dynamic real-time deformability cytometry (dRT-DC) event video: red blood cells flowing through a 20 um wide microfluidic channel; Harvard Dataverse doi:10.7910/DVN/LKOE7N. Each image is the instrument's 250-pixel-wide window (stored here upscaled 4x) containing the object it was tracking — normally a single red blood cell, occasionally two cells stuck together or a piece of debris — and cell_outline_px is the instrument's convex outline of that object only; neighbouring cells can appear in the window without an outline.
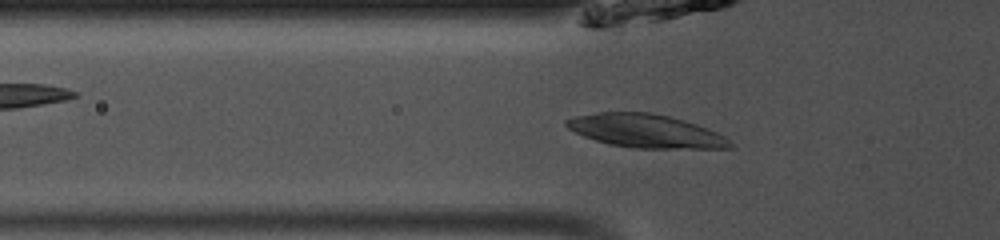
{"species": "common noctule bat (a hibernating species)", "species_latin": "Nyctalus noctula", "temperature_condition": "room temperature", "stored_images_in_passage": 33, "camera_frame_rate_fps": 3000, "um_per_image_px": 0.085, "animal": {"sex": "male", "body_mass_g": 13.0, "forearm_length_mm": 53.1}, "frame": {"image": 1, "passage_image": 7, "time_ms": 2.0, "image_size_px": [1000, 240], "cell_outline_px": [[732, 148], [636, 148], [612, 144], [596, 140], [584, 136], [568, 128], [564, 124], [564, 120], [576, 116], [600, 112], [648, 112], [668, 116], [684, 120], [708, 128], [724, 136], [732, 144]], "centroid_in_image_um": [54.88, 11.12], "position_along_channel_um": 70.9, "area_um2": 31.44}}
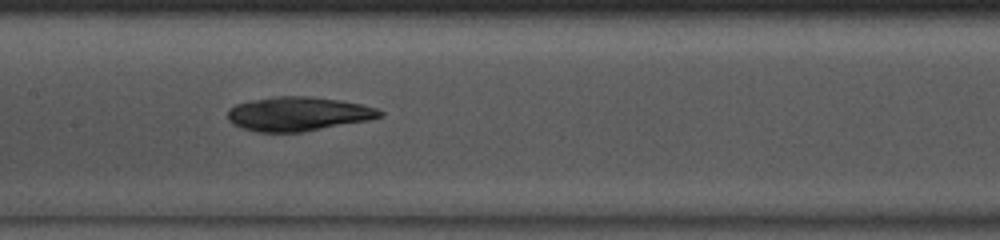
{"frame": {"image": 2, "passage_image": 15, "time_ms": 4.667, "image_size_px": [1000, 240], "cell_outline_px": [[384, 116], [368, 120], [304, 132], [260, 132], [240, 128], [232, 124], [228, 120], [228, 108], [236, 104], [276, 96], [308, 96], [336, 100], [360, 104], [376, 108], [384, 112]], "centroid_in_image_um": [25.33, 9.69], "position_along_channel_um": 182.1, "area_um2": 30.11}}
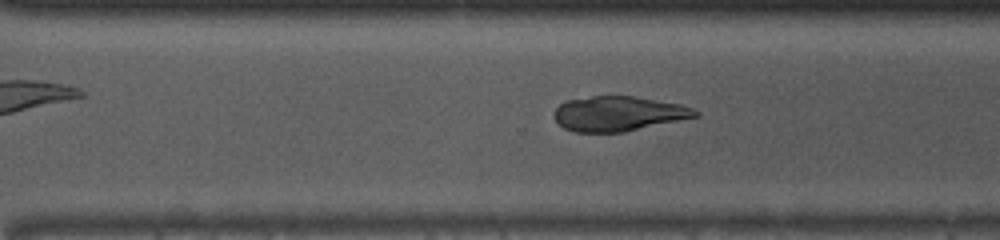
{"frame": {"image": 3, "passage_image": 25, "time_ms": 8.0, "image_size_px": [1000, 240], "cell_outline_px": [[700, 116], [624, 132], [576, 132], [564, 128], [552, 116], [556, 108], [564, 100], [592, 96], [632, 96], [680, 104], [692, 108], [700, 112]], "centroid_in_image_um": [52.56, 9.66], "position_along_channel_um": 318.0, "area_um2": 28.67}, "authors_computed_cell_mechanics": {"area_um2": 29.8826, "velocity_mm_per_s": 4.094, "shape_relaxation_time_tau1_ms": null, "shape_relaxation_time_tau2_ms": 7.8279, "deformation_change_tau1": null, "deformation_change_tau2": 0.1092}}